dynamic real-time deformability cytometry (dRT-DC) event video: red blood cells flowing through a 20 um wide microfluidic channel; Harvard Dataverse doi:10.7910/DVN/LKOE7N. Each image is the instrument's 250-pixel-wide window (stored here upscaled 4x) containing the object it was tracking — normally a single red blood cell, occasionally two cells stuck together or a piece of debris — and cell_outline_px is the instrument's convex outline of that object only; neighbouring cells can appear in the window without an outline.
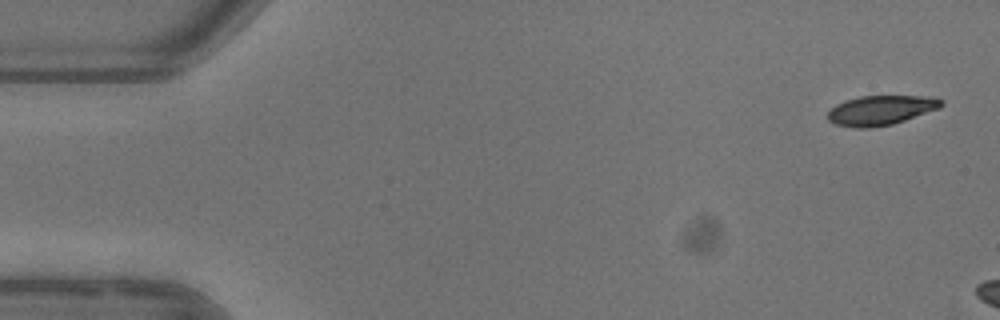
{"species": "common noctule bat (a hibernating species)", "species_latin": "Nyctalus noctula", "temperature_condition": "warm", "stored_images_in_passage": 3, "camera_frame_rate_fps": 3000, "um_per_image_px": 0.085, "animal": {"sex": "female"}, "frame": {"image": 1, "passage_image": 1, "time_ms": 0.0, "image_size_px": [1000, 320], "cell_outline_px": [[944, 104], [940, 108], [892, 124], [872, 128], [856, 128], [836, 124], [828, 120], [828, 112], [836, 104], [844, 100], [860, 96], [932, 96], [944, 100]], "centroid_in_image_um": [74.89, 9.36], "position_along_channel_um": 10.1, "area_um2": 19.65}}